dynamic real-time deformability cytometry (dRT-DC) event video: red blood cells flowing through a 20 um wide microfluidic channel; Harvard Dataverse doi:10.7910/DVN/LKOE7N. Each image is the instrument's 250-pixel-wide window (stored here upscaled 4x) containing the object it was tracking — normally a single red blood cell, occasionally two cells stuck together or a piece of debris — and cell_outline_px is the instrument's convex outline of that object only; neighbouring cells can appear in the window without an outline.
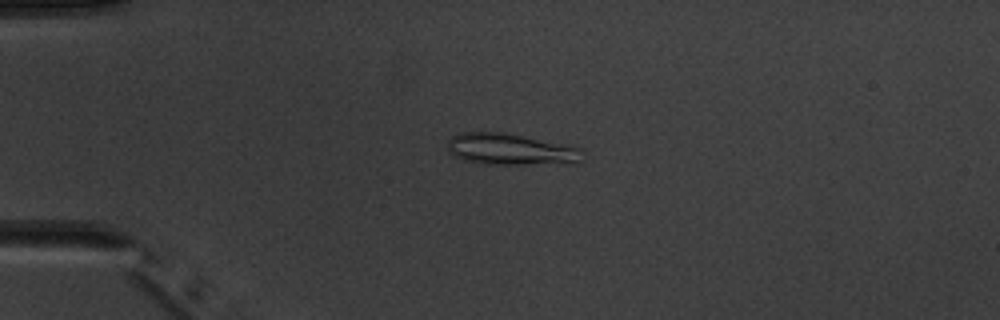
{"species": "common noctule bat (a hibernating species)", "species_latin": "Nyctalus noctula", "temperature_condition": "warm", "stored_images_in_passage": 5, "camera_frame_rate_fps": 3000, "um_per_image_px": 0.085, "animal": {"sex": "male", "body_mass_g": 20.1, "forearm_length_mm": 53.5}, "frame": {"image": 1, "passage_image": 4, "time_ms": 3.667, "image_size_px": [1000, 320], "cell_outline_px": [[584, 160], [576, 164], [484, 164], [464, 160], [448, 152], [448, 140], [452, 136], [460, 132], [504, 132], [572, 144], [584, 148]], "centroid_in_image_um": [43.55, 12.69], "position_along_channel_um": 41.4, "area_um2": 25.66}}